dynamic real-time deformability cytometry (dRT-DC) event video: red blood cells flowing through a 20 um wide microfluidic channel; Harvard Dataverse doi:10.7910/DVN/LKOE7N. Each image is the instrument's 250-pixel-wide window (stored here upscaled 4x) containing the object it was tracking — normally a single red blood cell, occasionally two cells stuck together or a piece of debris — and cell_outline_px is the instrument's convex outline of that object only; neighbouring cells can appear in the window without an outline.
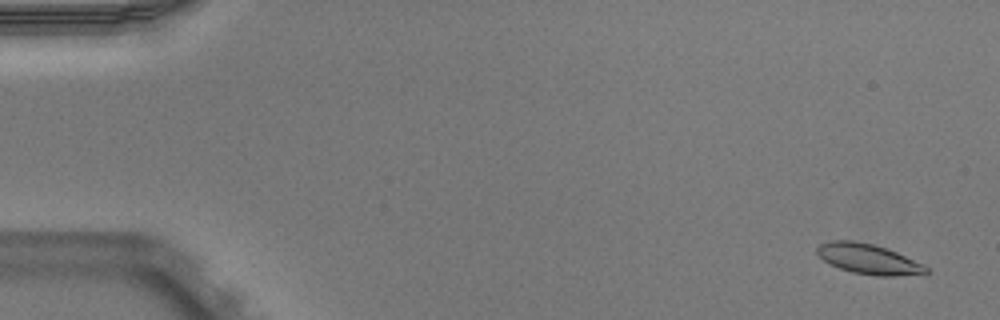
{"species": "Egyptian fruit bat (a non-hibernating species)", "species_latin": "Rousettus aegyptiacus", "temperature_condition": "warm", "stored_images_in_passage": 52, "camera_frame_rate_fps": 3000, "um_per_image_px": 0.085, "animal": {"sex": "male"}, "frame": {"image": 1, "passage_image": 2, "time_ms": 0.333, "image_size_px": [1000, 320], "cell_outline_px": [[932, 272], [924, 276], [876, 276], [852, 272], [840, 268], [824, 260], [816, 252], [816, 248], [820, 244], [832, 240], [852, 240], [872, 244], [888, 248], [924, 264]], "centroid_in_image_um": [73.93, 22.04], "position_along_channel_um": 11.1, "area_um2": 19.54}}
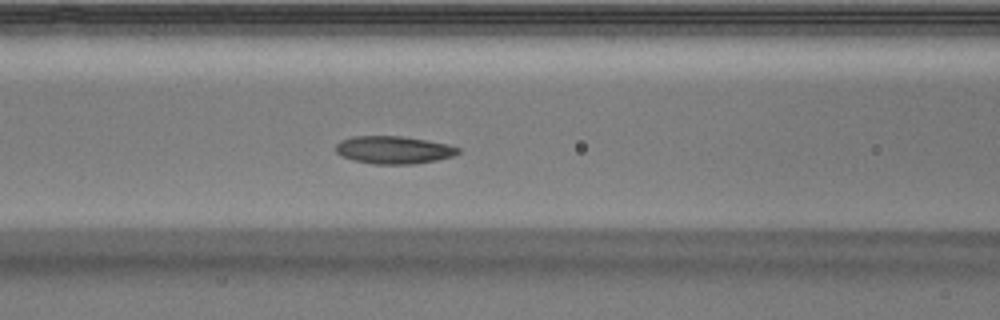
{"frame": {"image": 2, "passage_image": 22, "time_ms": 7.0, "image_size_px": [1000, 320], "cell_outline_px": [[460, 152], [452, 156], [436, 160], [416, 164], [376, 164], [352, 160], [340, 156], [336, 152], [336, 144], [340, 140], [352, 136], [400, 136], [428, 140], [448, 144], [460, 148]], "centroid_in_image_um": [33.44, 12.74], "position_along_channel_um": 133.2, "area_um2": 19.88}}
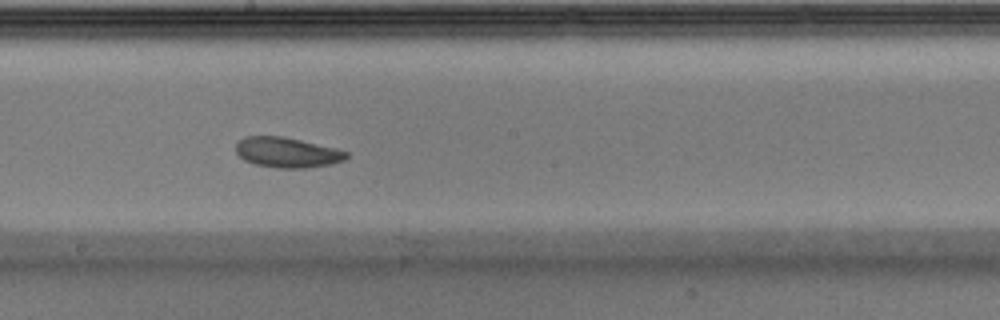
{"frame": {"image": 3, "passage_image": 29, "time_ms": 9.333, "image_size_px": [1000, 320], "cell_outline_px": [[348, 156], [344, 160], [332, 164], [308, 168], [276, 168], [256, 164], [244, 160], [236, 152], [236, 144], [244, 136], [284, 136], [336, 148], [348, 152]], "centroid_in_image_um": [24.42, 12.96], "position_along_channel_um": 223.8, "area_um2": 19.54}, "authors_computed_cell_mechanics": {"area_um2": 19.6809, "velocity_mm_per_s": 3.8903, "shape_relaxation_time_tau1_ms": 4.2659, "shape_relaxation_time_tau2_ms": null, "deformation_change_tau1": 0.0998, "deformation_change_tau2": null}}